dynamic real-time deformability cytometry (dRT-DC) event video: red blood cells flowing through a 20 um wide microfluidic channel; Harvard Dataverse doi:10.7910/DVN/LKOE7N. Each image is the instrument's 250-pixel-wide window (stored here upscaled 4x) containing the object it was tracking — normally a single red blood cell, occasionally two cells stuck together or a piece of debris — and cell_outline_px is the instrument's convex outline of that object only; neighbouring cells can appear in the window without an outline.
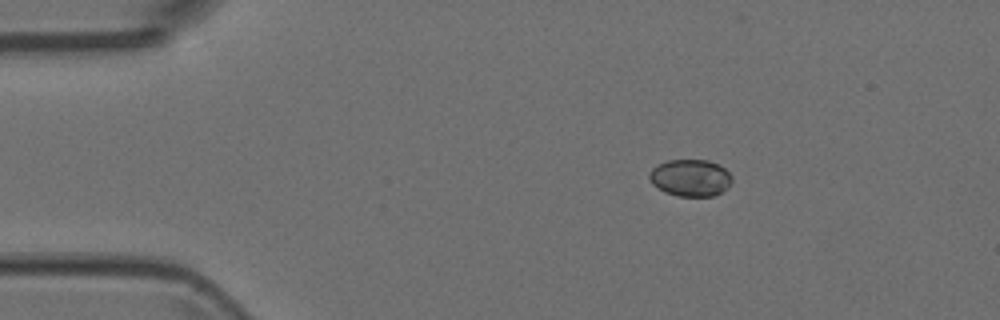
{"species": "Egyptian fruit bat (a non-hibernating species)", "species_latin": "Rousettus aegyptiacus", "temperature_condition": "room temperature", "stored_images_in_passage": 3, "camera_frame_rate_fps": 3000, "um_per_image_px": 0.085, "animal": {"sex": "female"}, "frame": {"image": 1, "passage_image": 1, "time_ms": 0.0, "image_size_px": [1000, 320], "cell_outline_px": [[732, 180], [728, 188], [716, 196], [676, 196], [664, 192], [652, 184], [648, 176], [652, 168], [668, 160], [708, 160], [720, 164], [732, 176]], "centroid_in_image_um": [58.71, 15.12], "position_along_channel_um": 26.3, "area_um2": 17.98}}
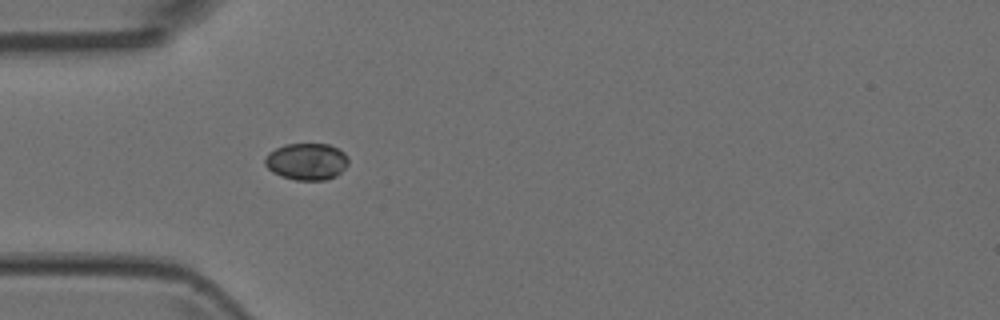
{"frame": {"image": 2, "passage_image": 3, "time_ms": 0.667, "image_size_px": [1000, 320], "cell_outline_px": [[348, 164], [336, 176], [324, 180], [296, 180], [280, 176], [272, 172], [264, 164], [264, 160], [268, 152], [284, 144], [328, 144], [344, 152], [348, 156]], "centroid_in_image_um": [26.05, 13.73], "position_along_channel_um": 59.0, "area_um2": 17.98}}